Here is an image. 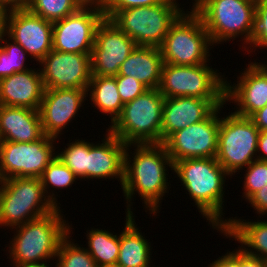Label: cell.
<instances>
[{
  "mask_svg": "<svg viewBox=\"0 0 267 267\" xmlns=\"http://www.w3.org/2000/svg\"><path fill=\"white\" fill-rule=\"evenodd\" d=\"M131 146L135 148L134 157L129 154ZM166 167L173 170L174 164L163 143L127 144L121 186L127 203L126 213L133 214L131 201L136 192L144 201L147 211L154 217L159 213L161 200L169 192L167 189L171 188L167 182Z\"/></svg>",
  "mask_w": 267,
  "mask_h": 267,
  "instance_id": "obj_1",
  "label": "cell"
},
{
  "mask_svg": "<svg viewBox=\"0 0 267 267\" xmlns=\"http://www.w3.org/2000/svg\"><path fill=\"white\" fill-rule=\"evenodd\" d=\"M173 172L193 199L199 213L217 232L227 225L224 214V185L229 175L216 158H189L174 163Z\"/></svg>",
  "mask_w": 267,
  "mask_h": 267,
  "instance_id": "obj_2",
  "label": "cell"
},
{
  "mask_svg": "<svg viewBox=\"0 0 267 267\" xmlns=\"http://www.w3.org/2000/svg\"><path fill=\"white\" fill-rule=\"evenodd\" d=\"M60 208L14 227L16 232L8 248L14 267L44 264L56 258L60 242L72 230L71 225L63 219Z\"/></svg>",
  "mask_w": 267,
  "mask_h": 267,
  "instance_id": "obj_3",
  "label": "cell"
},
{
  "mask_svg": "<svg viewBox=\"0 0 267 267\" xmlns=\"http://www.w3.org/2000/svg\"><path fill=\"white\" fill-rule=\"evenodd\" d=\"M164 99L158 88L146 90L124 104L107 130L125 144L161 143Z\"/></svg>",
  "mask_w": 267,
  "mask_h": 267,
  "instance_id": "obj_4",
  "label": "cell"
},
{
  "mask_svg": "<svg viewBox=\"0 0 267 267\" xmlns=\"http://www.w3.org/2000/svg\"><path fill=\"white\" fill-rule=\"evenodd\" d=\"M257 0H204L194 11L200 16L213 45L242 38L251 43Z\"/></svg>",
  "mask_w": 267,
  "mask_h": 267,
  "instance_id": "obj_5",
  "label": "cell"
},
{
  "mask_svg": "<svg viewBox=\"0 0 267 267\" xmlns=\"http://www.w3.org/2000/svg\"><path fill=\"white\" fill-rule=\"evenodd\" d=\"M57 208L46 196L40 178L12 177L0 181V228L14 229Z\"/></svg>",
  "mask_w": 267,
  "mask_h": 267,
  "instance_id": "obj_6",
  "label": "cell"
},
{
  "mask_svg": "<svg viewBox=\"0 0 267 267\" xmlns=\"http://www.w3.org/2000/svg\"><path fill=\"white\" fill-rule=\"evenodd\" d=\"M212 45L200 16L187 10L171 24L160 50L164 63L192 66L209 62Z\"/></svg>",
  "mask_w": 267,
  "mask_h": 267,
  "instance_id": "obj_7",
  "label": "cell"
},
{
  "mask_svg": "<svg viewBox=\"0 0 267 267\" xmlns=\"http://www.w3.org/2000/svg\"><path fill=\"white\" fill-rule=\"evenodd\" d=\"M183 11L178 3L166 0L153 6L118 11L110 20L137 46L160 48L171 24Z\"/></svg>",
  "mask_w": 267,
  "mask_h": 267,
  "instance_id": "obj_8",
  "label": "cell"
},
{
  "mask_svg": "<svg viewBox=\"0 0 267 267\" xmlns=\"http://www.w3.org/2000/svg\"><path fill=\"white\" fill-rule=\"evenodd\" d=\"M209 64L192 66L164 63L162 67L160 93L165 98L196 97L201 99H225L224 75L210 68Z\"/></svg>",
  "mask_w": 267,
  "mask_h": 267,
  "instance_id": "obj_9",
  "label": "cell"
},
{
  "mask_svg": "<svg viewBox=\"0 0 267 267\" xmlns=\"http://www.w3.org/2000/svg\"><path fill=\"white\" fill-rule=\"evenodd\" d=\"M259 129L249 117L234 112L220 117L216 160L229 176L257 159Z\"/></svg>",
  "mask_w": 267,
  "mask_h": 267,
  "instance_id": "obj_10",
  "label": "cell"
},
{
  "mask_svg": "<svg viewBox=\"0 0 267 267\" xmlns=\"http://www.w3.org/2000/svg\"><path fill=\"white\" fill-rule=\"evenodd\" d=\"M56 139L44 135L29 143L0 141V181L12 177L40 178L57 156L54 152Z\"/></svg>",
  "mask_w": 267,
  "mask_h": 267,
  "instance_id": "obj_11",
  "label": "cell"
},
{
  "mask_svg": "<svg viewBox=\"0 0 267 267\" xmlns=\"http://www.w3.org/2000/svg\"><path fill=\"white\" fill-rule=\"evenodd\" d=\"M219 106L208 118L173 133L163 144L173 164L189 158H216L218 151Z\"/></svg>",
  "mask_w": 267,
  "mask_h": 267,
  "instance_id": "obj_12",
  "label": "cell"
},
{
  "mask_svg": "<svg viewBox=\"0 0 267 267\" xmlns=\"http://www.w3.org/2000/svg\"><path fill=\"white\" fill-rule=\"evenodd\" d=\"M102 9L80 7L75 13L53 22L52 46L58 52L91 54Z\"/></svg>",
  "mask_w": 267,
  "mask_h": 267,
  "instance_id": "obj_13",
  "label": "cell"
},
{
  "mask_svg": "<svg viewBox=\"0 0 267 267\" xmlns=\"http://www.w3.org/2000/svg\"><path fill=\"white\" fill-rule=\"evenodd\" d=\"M136 43L113 21L104 18L95 33L91 53V74L116 76L121 64L135 49Z\"/></svg>",
  "mask_w": 267,
  "mask_h": 267,
  "instance_id": "obj_14",
  "label": "cell"
},
{
  "mask_svg": "<svg viewBox=\"0 0 267 267\" xmlns=\"http://www.w3.org/2000/svg\"><path fill=\"white\" fill-rule=\"evenodd\" d=\"M45 89L87 90L91 80V54L58 52L52 49L40 62Z\"/></svg>",
  "mask_w": 267,
  "mask_h": 267,
  "instance_id": "obj_15",
  "label": "cell"
},
{
  "mask_svg": "<svg viewBox=\"0 0 267 267\" xmlns=\"http://www.w3.org/2000/svg\"><path fill=\"white\" fill-rule=\"evenodd\" d=\"M6 35L40 62L52 49L53 23L29 10H13L7 17Z\"/></svg>",
  "mask_w": 267,
  "mask_h": 267,
  "instance_id": "obj_16",
  "label": "cell"
},
{
  "mask_svg": "<svg viewBox=\"0 0 267 267\" xmlns=\"http://www.w3.org/2000/svg\"><path fill=\"white\" fill-rule=\"evenodd\" d=\"M87 90L76 88L45 89L39 108L44 135L60 138L62 129L77 115Z\"/></svg>",
  "mask_w": 267,
  "mask_h": 267,
  "instance_id": "obj_17",
  "label": "cell"
},
{
  "mask_svg": "<svg viewBox=\"0 0 267 267\" xmlns=\"http://www.w3.org/2000/svg\"><path fill=\"white\" fill-rule=\"evenodd\" d=\"M247 66L237 84L230 85L226 80L225 89L226 102H234L238 106L234 113L243 117H250L267 104V65L253 61Z\"/></svg>",
  "mask_w": 267,
  "mask_h": 267,
  "instance_id": "obj_18",
  "label": "cell"
},
{
  "mask_svg": "<svg viewBox=\"0 0 267 267\" xmlns=\"http://www.w3.org/2000/svg\"><path fill=\"white\" fill-rule=\"evenodd\" d=\"M225 99H201L196 97L165 98L161 124V143L173 133L208 118Z\"/></svg>",
  "mask_w": 267,
  "mask_h": 267,
  "instance_id": "obj_19",
  "label": "cell"
},
{
  "mask_svg": "<svg viewBox=\"0 0 267 267\" xmlns=\"http://www.w3.org/2000/svg\"><path fill=\"white\" fill-rule=\"evenodd\" d=\"M126 146L127 144L109 131L102 143L88 142L87 179L117 178L122 186Z\"/></svg>",
  "mask_w": 267,
  "mask_h": 267,
  "instance_id": "obj_20",
  "label": "cell"
},
{
  "mask_svg": "<svg viewBox=\"0 0 267 267\" xmlns=\"http://www.w3.org/2000/svg\"><path fill=\"white\" fill-rule=\"evenodd\" d=\"M44 91L40 68L16 72L0 80V105L39 110Z\"/></svg>",
  "mask_w": 267,
  "mask_h": 267,
  "instance_id": "obj_21",
  "label": "cell"
},
{
  "mask_svg": "<svg viewBox=\"0 0 267 267\" xmlns=\"http://www.w3.org/2000/svg\"><path fill=\"white\" fill-rule=\"evenodd\" d=\"M43 136L39 110L0 105V141L29 143Z\"/></svg>",
  "mask_w": 267,
  "mask_h": 267,
  "instance_id": "obj_22",
  "label": "cell"
},
{
  "mask_svg": "<svg viewBox=\"0 0 267 267\" xmlns=\"http://www.w3.org/2000/svg\"><path fill=\"white\" fill-rule=\"evenodd\" d=\"M163 64L160 48L136 46L121 64L118 75L132 76L148 89L159 88Z\"/></svg>",
  "mask_w": 267,
  "mask_h": 267,
  "instance_id": "obj_23",
  "label": "cell"
},
{
  "mask_svg": "<svg viewBox=\"0 0 267 267\" xmlns=\"http://www.w3.org/2000/svg\"><path fill=\"white\" fill-rule=\"evenodd\" d=\"M227 220V225L219 232L241 243V249L246 254L267 261V221L247 222L236 217Z\"/></svg>",
  "mask_w": 267,
  "mask_h": 267,
  "instance_id": "obj_24",
  "label": "cell"
},
{
  "mask_svg": "<svg viewBox=\"0 0 267 267\" xmlns=\"http://www.w3.org/2000/svg\"><path fill=\"white\" fill-rule=\"evenodd\" d=\"M135 216L126 213L125 227L120 233L119 256L116 263L118 267H150L151 244L135 223ZM154 267V266H153Z\"/></svg>",
  "mask_w": 267,
  "mask_h": 267,
  "instance_id": "obj_25",
  "label": "cell"
},
{
  "mask_svg": "<svg viewBox=\"0 0 267 267\" xmlns=\"http://www.w3.org/2000/svg\"><path fill=\"white\" fill-rule=\"evenodd\" d=\"M87 94L94 104L93 107H97L101 113L110 114L111 123L121 114L124 104L120 98L115 77L92 75Z\"/></svg>",
  "mask_w": 267,
  "mask_h": 267,
  "instance_id": "obj_26",
  "label": "cell"
},
{
  "mask_svg": "<svg viewBox=\"0 0 267 267\" xmlns=\"http://www.w3.org/2000/svg\"><path fill=\"white\" fill-rule=\"evenodd\" d=\"M88 231L86 235L88 248L85 249L92 256L97 267L116 266L119 256L120 234L113 235L108 230L97 228H91Z\"/></svg>",
  "mask_w": 267,
  "mask_h": 267,
  "instance_id": "obj_27",
  "label": "cell"
},
{
  "mask_svg": "<svg viewBox=\"0 0 267 267\" xmlns=\"http://www.w3.org/2000/svg\"><path fill=\"white\" fill-rule=\"evenodd\" d=\"M77 179V176L57 156L47 165L40 176L46 196L57 207H59L58 204L60 203H58L56 195L53 193V191L51 190L52 193L48 191L49 188L52 187L58 190L59 188H68L72 186Z\"/></svg>",
  "mask_w": 267,
  "mask_h": 267,
  "instance_id": "obj_28",
  "label": "cell"
},
{
  "mask_svg": "<svg viewBox=\"0 0 267 267\" xmlns=\"http://www.w3.org/2000/svg\"><path fill=\"white\" fill-rule=\"evenodd\" d=\"M80 7L76 0H31L27 10L53 23L75 13Z\"/></svg>",
  "mask_w": 267,
  "mask_h": 267,
  "instance_id": "obj_29",
  "label": "cell"
},
{
  "mask_svg": "<svg viewBox=\"0 0 267 267\" xmlns=\"http://www.w3.org/2000/svg\"><path fill=\"white\" fill-rule=\"evenodd\" d=\"M70 233L60 242L56 255V267H97L96 262L84 248L74 243Z\"/></svg>",
  "mask_w": 267,
  "mask_h": 267,
  "instance_id": "obj_30",
  "label": "cell"
},
{
  "mask_svg": "<svg viewBox=\"0 0 267 267\" xmlns=\"http://www.w3.org/2000/svg\"><path fill=\"white\" fill-rule=\"evenodd\" d=\"M5 37L6 40L3 38V43L0 46V80L13 73L29 70L24 63L29 54L7 35ZM7 38L12 42L7 41Z\"/></svg>",
  "mask_w": 267,
  "mask_h": 267,
  "instance_id": "obj_31",
  "label": "cell"
},
{
  "mask_svg": "<svg viewBox=\"0 0 267 267\" xmlns=\"http://www.w3.org/2000/svg\"><path fill=\"white\" fill-rule=\"evenodd\" d=\"M67 146L64 151L56 154L57 157L78 179H87L88 142L78 139L67 144Z\"/></svg>",
  "mask_w": 267,
  "mask_h": 267,
  "instance_id": "obj_32",
  "label": "cell"
},
{
  "mask_svg": "<svg viewBox=\"0 0 267 267\" xmlns=\"http://www.w3.org/2000/svg\"><path fill=\"white\" fill-rule=\"evenodd\" d=\"M245 168L243 197L248 200L267 184V161L256 159Z\"/></svg>",
  "mask_w": 267,
  "mask_h": 267,
  "instance_id": "obj_33",
  "label": "cell"
},
{
  "mask_svg": "<svg viewBox=\"0 0 267 267\" xmlns=\"http://www.w3.org/2000/svg\"><path fill=\"white\" fill-rule=\"evenodd\" d=\"M250 45L251 46L245 48L249 51V54L252 52L253 48L257 49L256 47H259L262 49L267 46V0H257L254 32Z\"/></svg>",
  "mask_w": 267,
  "mask_h": 267,
  "instance_id": "obj_34",
  "label": "cell"
},
{
  "mask_svg": "<svg viewBox=\"0 0 267 267\" xmlns=\"http://www.w3.org/2000/svg\"><path fill=\"white\" fill-rule=\"evenodd\" d=\"M116 85L123 104L143 94L148 88L132 76L116 75Z\"/></svg>",
  "mask_w": 267,
  "mask_h": 267,
  "instance_id": "obj_35",
  "label": "cell"
},
{
  "mask_svg": "<svg viewBox=\"0 0 267 267\" xmlns=\"http://www.w3.org/2000/svg\"><path fill=\"white\" fill-rule=\"evenodd\" d=\"M166 0H108L103 9L104 16L111 19L118 11L133 7L153 6Z\"/></svg>",
  "mask_w": 267,
  "mask_h": 267,
  "instance_id": "obj_36",
  "label": "cell"
},
{
  "mask_svg": "<svg viewBox=\"0 0 267 267\" xmlns=\"http://www.w3.org/2000/svg\"><path fill=\"white\" fill-rule=\"evenodd\" d=\"M249 204H251L255 213L260 215H267V184L262 189L258 190L255 194H253L248 200Z\"/></svg>",
  "mask_w": 267,
  "mask_h": 267,
  "instance_id": "obj_37",
  "label": "cell"
},
{
  "mask_svg": "<svg viewBox=\"0 0 267 267\" xmlns=\"http://www.w3.org/2000/svg\"><path fill=\"white\" fill-rule=\"evenodd\" d=\"M208 267H240V247L232 252H227L210 263Z\"/></svg>",
  "mask_w": 267,
  "mask_h": 267,
  "instance_id": "obj_38",
  "label": "cell"
},
{
  "mask_svg": "<svg viewBox=\"0 0 267 267\" xmlns=\"http://www.w3.org/2000/svg\"><path fill=\"white\" fill-rule=\"evenodd\" d=\"M259 131H267V104L249 117Z\"/></svg>",
  "mask_w": 267,
  "mask_h": 267,
  "instance_id": "obj_39",
  "label": "cell"
},
{
  "mask_svg": "<svg viewBox=\"0 0 267 267\" xmlns=\"http://www.w3.org/2000/svg\"><path fill=\"white\" fill-rule=\"evenodd\" d=\"M240 267H264V260L246 254L240 247Z\"/></svg>",
  "mask_w": 267,
  "mask_h": 267,
  "instance_id": "obj_40",
  "label": "cell"
},
{
  "mask_svg": "<svg viewBox=\"0 0 267 267\" xmlns=\"http://www.w3.org/2000/svg\"><path fill=\"white\" fill-rule=\"evenodd\" d=\"M31 0H3V10H27Z\"/></svg>",
  "mask_w": 267,
  "mask_h": 267,
  "instance_id": "obj_41",
  "label": "cell"
},
{
  "mask_svg": "<svg viewBox=\"0 0 267 267\" xmlns=\"http://www.w3.org/2000/svg\"><path fill=\"white\" fill-rule=\"evenodd\" d=\"M257 156L258 160L267 161V131H260L257 144ZM262 154V155H261Z\"/></svg>",
  "mask_w": 267,
  "mask_h": 267,
  "instance_id": "obj_42",
  "label": "cell"
},
{
  "mask_svg": "<svg viewBox=\"0 0 267 267\" xmlns=\"http://www.w3.org/2000/svg\"><path fill=\"white\" fill-rule=\"evenodd\" d=\"M8 14L9 11L0 9V46L3 38L6 36Z\"/></svg>",
  "mask_w": 267,
  "mask_h": 267,
  "instance_id": "obj_43",
  "label": "cell"
},
{
  "mask_svg": "<svg viewBox=\"0 0 267 267\" xmlns=\"http://www.w3.org/2000/svg\"><path fill=\"white\" fill-rule=\"evenodd\" d=\"M82 7H96L104 9L108 0H76Z\"/></svg>",
  "mask_w": 267,
  "mask_h": 267,
  "instance_id": "obj_44",
  "label": "cell"
},
{
  "mask_svg": "<svg viewBox=\"0 0 267 267\" xmlns=\"http://www.w3.org/2000/svg\"><path fill=\"white\" fill-rule=\"evenodd\" d=\"M174 3H178L177 0H170ZM195 2H193V6H192V10H195L204 0H193Z\"/></svg>",
  "mask_w": 267,
  "mask_h": 267,
  "instance_id": "obj_45",
  "label": "cell"
},
{
  "mask_svg": "<svg viewBox=\"0 0 267 267\" xmlns=\"http://www.w3.org/2000/svg\"><path fill=\"white\" fill-rule=\"evenodd\" d=\"M18 267H49L47 263L44 264H32V265H24V266H18Z\"/></svg>",
  "mask_w": 267,
  "mask_h": 267,
  "instance_id": "obj_46",
  "label": "cell"
},
{
  "mask_svg": "<svg viewBox=\"0 0 267 267\" xmlns=\"http://www.w3.org/2000/svg\"><path fill=\"white\" fill-rule=\"evenodd\" d=\"M0 9L3 10V0H0Z\"/></svg>",
  "mask_w": 267,
  "mask_h": 267,
  "instance_id": "obj_47",
  "label": "cell"
},
{
  "mask_svg": "<svg viewBox=\"0 0 267 267\" xmlns=\"http://www.w3.org/2000/svg\"><path fill=\"white\" fill-rule=\"evenodd\" d=\"M264 267H267V261L264 260Z\"/></svg>",
  "mask_w": 267,
  "mask_h": 267,
  "instance_id": "obj_48",
  "label": "cell"
}]
</instances>
